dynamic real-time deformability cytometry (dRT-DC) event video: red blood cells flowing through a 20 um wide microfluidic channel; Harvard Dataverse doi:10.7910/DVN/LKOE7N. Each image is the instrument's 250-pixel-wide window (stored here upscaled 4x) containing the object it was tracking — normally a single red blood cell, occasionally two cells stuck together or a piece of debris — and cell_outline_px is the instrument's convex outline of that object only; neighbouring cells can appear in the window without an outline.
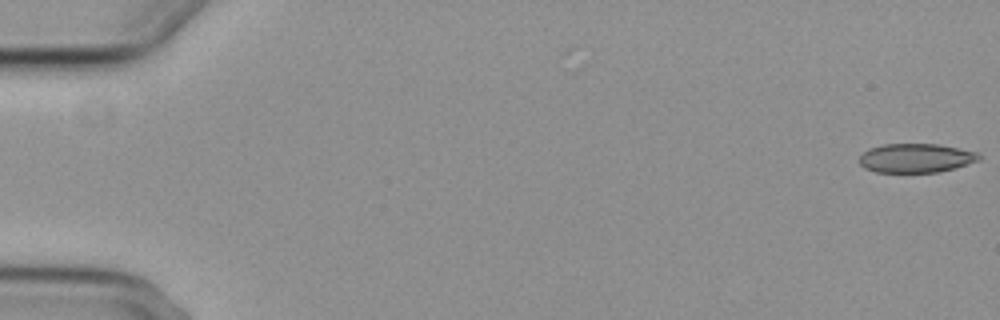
{"species": "common noctule bat (a hibernating species)", "species_latin": "Nyctalus noctula", "temperature_condition": "cold", "stored_images_in_passage": 56, "camera_frame_rate_fps": 3000, "um_per_image_px": 0.085, "animal": {"sex": "female", "body_mass_g": 29.2, "forearm_length_mm": 56.3}, "frame": {"image": 1, "passage_image": 1, "time_ms": 0.0, "image_size_px": [1000, 320], "cell_outline_px": [[980, 160], [952, 168], [936, 172], [876, 172], [864, 168], [860, 164], [860, 156], [868, 148], [884, 144], [940, 144], [976, 152], [980, 156]], "centroid_in_image_um": [77.81, 13.43], "position_along_channel_um": 7.2, "area_um2": 20.06}}
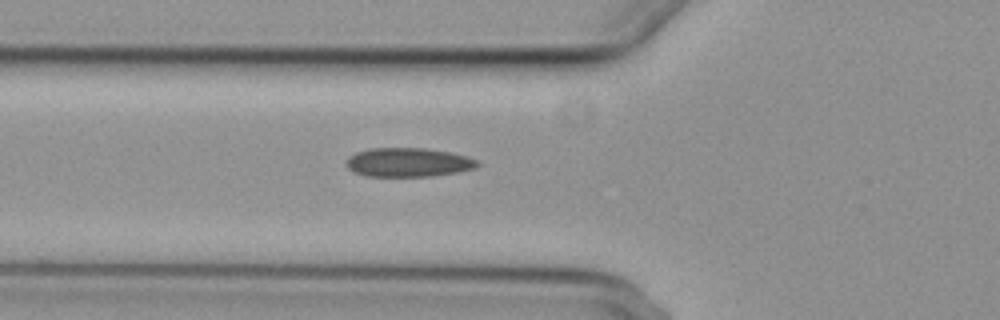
{"frame": {"image": 2, "passage_image": 21, "time_ms": 6.667, "image_size_px": [1000, 320], "cell_outline_px": [[480, 164], [476, 168], [456, 172], [432, 176], [368, 176], [352, 172], [348, 168], [348, 156], [356, 152], [368, 148], [424, 148], [448, 152], [468, 156], [476, 160]], "centroid_in_image_um": [34.69, 13.8], "position_along_channel_um": 91.1, "area_um2": 22.08}}
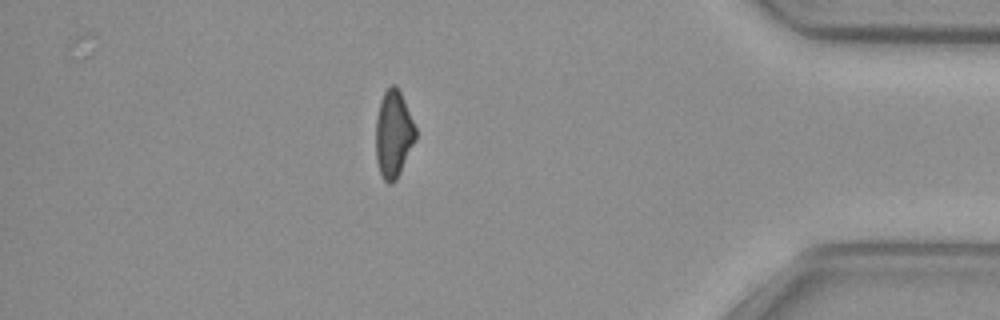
{"frame": {"image": 3, "passage_image": 49, "time_ms": 16.0, "image_size_px": [1000, 320], "cell_outline_px": [[416, 140], [396, 180], [388, 184], [384, 180], [380, 172], [376, 160], [376, 116], [380, 100], [384, 92], [392, 84], [396, 84], [400, 92], [416, 128]], "centroid_in_image_um": [33.44, 11.39], "position_along_channel_um": 401.8, "area_um2": 20.11}, "authors_computed_cell_mechanics": {"area_um2": 21.5594, "velocity_mm_per_s": 3.7357, "shape_relaxation_time_tau1_ms": null, "shape_relaxation_time_tau2_ms": 7.0517, "deformation_change_tau1": null, "deformation_change_tau2": 0.1516}}